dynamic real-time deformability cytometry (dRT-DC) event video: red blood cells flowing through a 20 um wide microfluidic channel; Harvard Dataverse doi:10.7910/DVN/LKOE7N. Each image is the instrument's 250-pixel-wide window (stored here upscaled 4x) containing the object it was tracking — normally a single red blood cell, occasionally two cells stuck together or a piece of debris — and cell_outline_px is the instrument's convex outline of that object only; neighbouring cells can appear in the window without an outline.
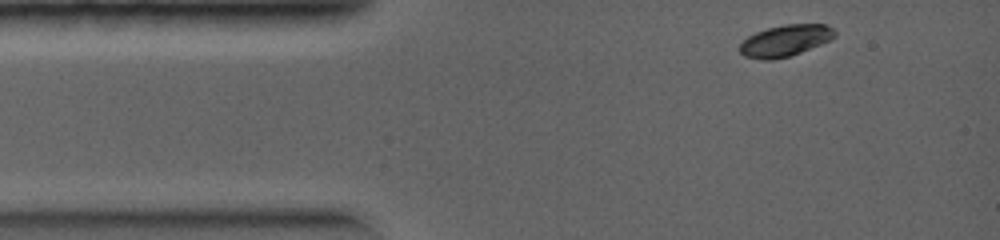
{"species": "common noctule bat (a hibernating species)", "species_latin": "Nyctalus noctula", "temperature_condition": "warm", "stored_images_in_passage": 2, "camera_frame_rate_fps": 5000, "um_per_image_px": 0.085, "animal": {"sex": "female", "body_mass_g": 19.0, "forearm_length_mm": 56.7}, "frame": {"image": 1, "passage_image": 1, "time_ms": 0.0, "image_size_px": [1000, 240], "cell_outline_px": [[836, 36], [820, 44], [800, 52], [788, 56], [772, 60], [764, 60], [744, 56], [740, 52], [740, 44], [748, 36], [756, 32], [768, 28], [784, 24], [824, 24], [832, 28], [836, 32]], "centroid_in_image_um": [66.73, 3.45], "position_along_channel_um": 18.3, "area_um2": 17.17}}